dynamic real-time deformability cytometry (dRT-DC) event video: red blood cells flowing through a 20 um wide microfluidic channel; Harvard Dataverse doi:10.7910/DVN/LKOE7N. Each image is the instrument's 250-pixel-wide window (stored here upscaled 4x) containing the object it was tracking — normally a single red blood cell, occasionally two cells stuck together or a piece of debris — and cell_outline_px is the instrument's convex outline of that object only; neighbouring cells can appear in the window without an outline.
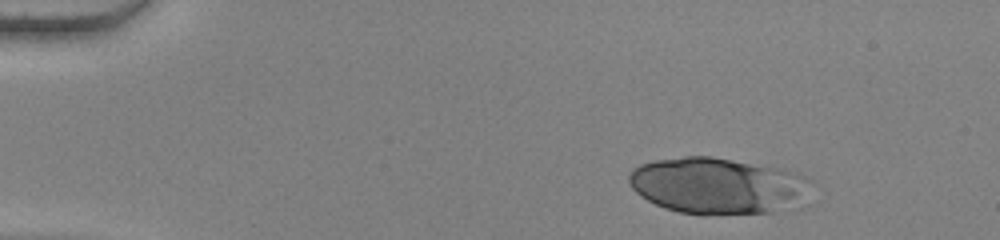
{"species": "human", "species_latin": "Homo sapiens", "temperature_condition": "warm", "stored_images_in_passage": 47, "camera_frame_rate_fps": 3000, "um_per_image_px": 0.085, "donor": {"sex": "female"}, "frame": {"image": 1, "passage_image": 1, "time_ms": 0.0, "image_size_px": [1000, 240], "cell_outline_px": [[812, 204], [804, 208], [772, 212], [704, 216], [700, 216], [680, 212], [664, 208], [640, 196], [632, 188], [628, 180], [628, 176], [632, 168], [640, 164], [656, 160], [684, 156], [712, 156], [788, 168], [800, 172], [808, 176], [812, 180]], "centroid_in_image_um": [61.23, 15.81], "position_along_channel_um": 23.8, "area_um2": 62.77}}